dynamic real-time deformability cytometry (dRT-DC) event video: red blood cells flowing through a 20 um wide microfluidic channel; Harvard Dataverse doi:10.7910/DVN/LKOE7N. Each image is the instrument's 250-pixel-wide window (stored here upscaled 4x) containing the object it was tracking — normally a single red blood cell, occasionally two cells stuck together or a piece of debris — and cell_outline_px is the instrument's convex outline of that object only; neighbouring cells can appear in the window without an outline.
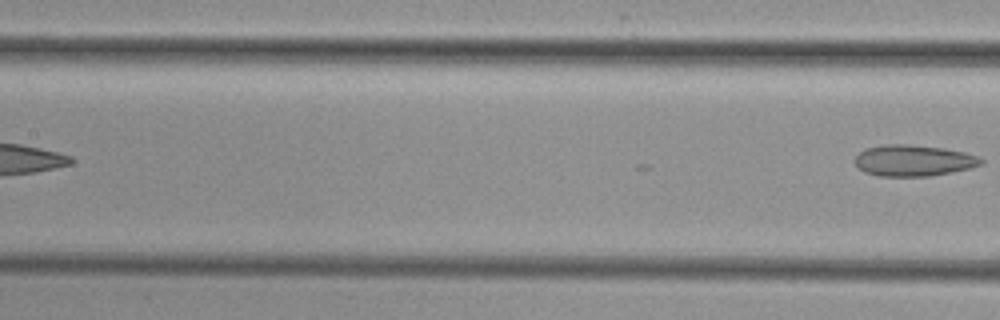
{"species": "common noctule bat (a hibernating species)", "species_latin": "Nyctalus noctula", "temperature_condition": "cold", "stored_images_in_passage": 5, "segment_of_instrument_passage": [2, 2], "camera_frame_rate_fps": 3000, "um_per_image_px": 0.085, "animal": {"sex": "female", "body_mass_g": 29.2, "forearm_length_mm": 56.3}, "frame": {"image": 1, "passage_image": 5, "time_ms": 5.667, "image_size_px": [1000, 320], "cell_outline_px": [[984, 164], [968, 168], [928, 176], [880, 176], [864, 172], [852, 160], [860, 152], [868, 148], [884, 144], [908, 144], [944, 148], [964, 152], [976, 156], [984, 160]], "centroid_in_image_um": [77.63, 13.64], "position_along_channel_um": 129.8, "area_um2": 22.77}}